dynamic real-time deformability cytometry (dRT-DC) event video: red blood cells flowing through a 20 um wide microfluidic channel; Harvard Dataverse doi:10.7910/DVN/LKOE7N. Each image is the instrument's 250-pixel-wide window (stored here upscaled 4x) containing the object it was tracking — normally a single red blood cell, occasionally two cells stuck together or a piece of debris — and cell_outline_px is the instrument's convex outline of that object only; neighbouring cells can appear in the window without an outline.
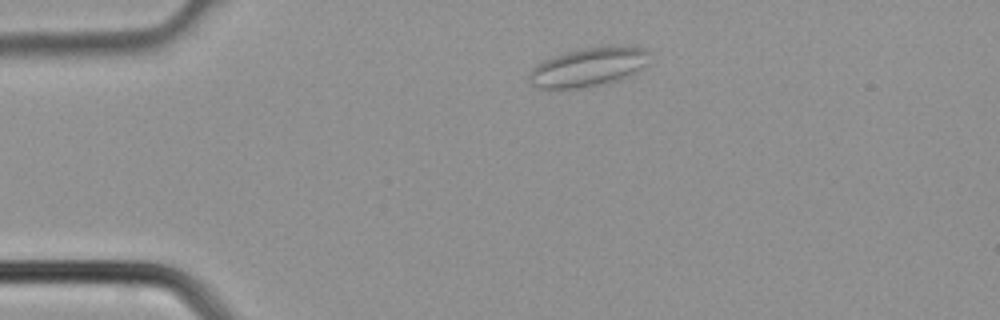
{"species": "common noctule bat (a hibernating species)", "species_latin": "Nyctalus noctula", "temperature_condition": "cold", "stored_images_in_passage": 2, "camera_frame_rate_fps": 3000, "um_per_image_px": 0.085, "animal": {"sex": "male", "body_mass_g": 21.5, "forearm_length_mm": 52.0}, "frame": {"image": 1, "passage_image": 1, "time_ms": 0.0, "image_size_px": [1000, 320], "cell_outline_px": [[648, 52], [644, 64], [636, 72], [620, 80], [604, 84], [580, 88], [536, 88], [528, 80], [528, 72], [536, 64], [552, 56], [584, 48], [644, 48]], "centroid_in_image_um": [49.89, 5.75], "position_along_channel_um": 35.1, "area_um2": 26.47}}